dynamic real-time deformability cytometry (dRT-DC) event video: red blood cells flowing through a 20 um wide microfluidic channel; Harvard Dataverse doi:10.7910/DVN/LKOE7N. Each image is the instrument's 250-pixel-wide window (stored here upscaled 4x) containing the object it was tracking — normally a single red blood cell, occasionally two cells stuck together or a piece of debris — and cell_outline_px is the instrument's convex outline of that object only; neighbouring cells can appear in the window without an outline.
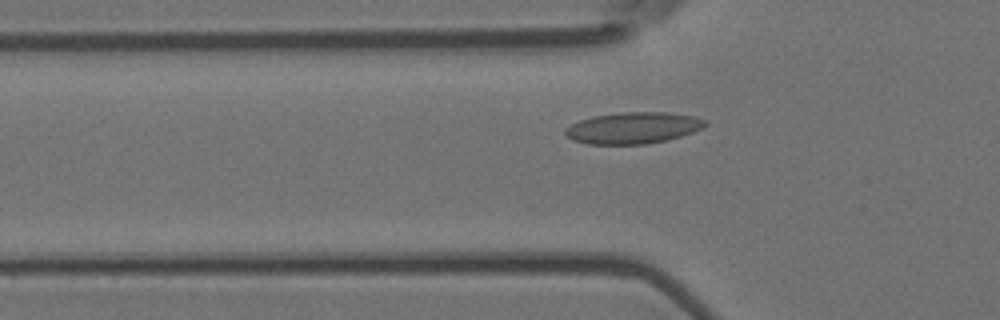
{"species": "Egyptian fruit bat (a non-hibernating species)", "species_latin": "Rousettus aegyptiacus", "temperature_condition": "room temperature", "stored_images_in_passage": 53, "camera_frame_rate_fps": 3000, "um_per_image_px": 0.085, "animal": {"sex": "female"}, "frame": {"image": 1, "passage_image": 16, "time_ms": 5.0, "image_size_px": [1000, 320], "cell_outline_px": [[708, 124], [704, 128], [680, 136], [664, 140], [644, 144], [588, 144], [572, 140], [564, 132], [572, 124], [580, 120], [592, 116], [620, 112], [668, 112], [692, 116], [708, 120]], "centroid_in_image_um": [53.84, 10.86], "position_along_channel_um": 72.0, "area_um2": 25.55}}
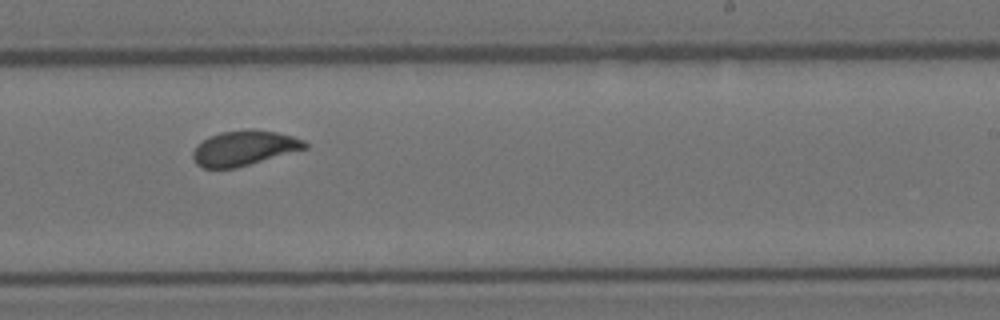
{"frame": {"image": 2, "passage_image": 32, "time_ms": 10.333, "image_size_px": [1000, 320], "cell_outline_px": [[308, 148], [236, 168], [204, 168], [196, 164], [192, 156], [192, 152], [196, 144], [220, 132], [252, 128], [276, 132], [292, 136], [304, 140], [308, 144]], "centroid_in_image_um": [20.75, 12.58], "position_along_channel_um": 268.2, "area_um2": 22.89}}
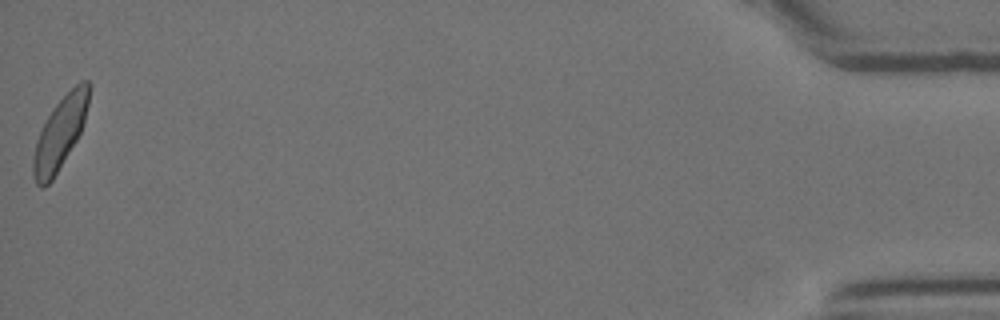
{"frame": {"image": 3, "passage_image": 53, "time_ms": 17.333, "image_size_px": [1000, 320], "cell_outline_px": [[92, 84], [84, 124], [76, 140], [52, 180], [44, 188], [40, 188], [36, 184], [32, 176], [32, 160], [36, 140], [52, 108], [80, 80], [88, 80]], "centroid_in_image_um": [5.1, 11.31], "position_along_channel_um": 430.1, "area_um2": 23.35}, "authors_computed_cell_mechanics": {"area_um2": 23.2356, "velocity_mm_per_s": 3.6707, "shape_relaxation_time_tau1_ms": 3.9845, "shape_relaxation_time_tau2_ms": null, "deformation_change_tau1": 0.127, "deformation_change_tau2": null}}